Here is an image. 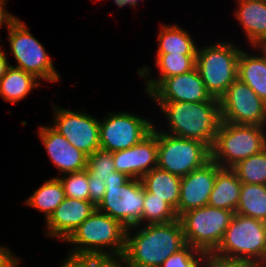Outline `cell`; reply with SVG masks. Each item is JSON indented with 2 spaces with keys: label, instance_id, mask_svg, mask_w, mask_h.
<instances>
[{
  "label": "cell",
  "instance_id": "obj_32",
  "mask_svg": "<svg viewBox=\"0 0 266 267\" xmlns=\"http://www.w3.org/2000/svg\"><path fill=\"white\" fill-rule=\"evenodd\" d=\"M203 253V251L186 245L183 249L171 255L160 267H193V263Z\"/></svg>",
  "mask_w": 266,
  "mask_h": 267
},
{
  "label": "cell",
  "instance_id": "obj_25",
  "mask_svg": "<svg viewBox=\"0 0 266 267\" xmlns=\"http://www.w3.org/2000/svg\"><path fill=\"white\" fill-rule=\"evenodd\" d=\"M157 41L156 54L196 55L199 48L191 35L177 25L162 24Z\"/></svg>",
  "mask_w": 266,
  "mask_h": 267
},
{
  "label": "cell",
  "instance_id": "obj_8",
  "mask_svg": "<svg viewBox=\"0 0 266 267\" xmlns=\"http://www.w3.org/2000/svg\"><path fill=\"white\" fill-rule=\"evenodd\" d=\"M234 214L233 211L208 205L182 213L178 219L186 244L203 252H214Z\"/></svg>",
  "mask_w": 266,
  "mask_h": 267
},
{
  "label": "cell",
  "instance_id": "obj_19",
  "mask_svg": "<svg viewBox=\"0 0 266 267\" xmlns=\"http://www.w3.org/2000/svg\"><path fill=\"white\" fill-rule=\"evenodd\" d=\"M236 1V20L243 27L249 45L259 47L266 40V0Z\"/></svg>",
  "mask_w": 266,
  "mask_h": 267
},
{
  "label": "cell",
  "instance_id": "obj_11",
  "mask_svg": "<svg viewBox=\"0 0 266 267\" xmlns=\"http://www.w3.org/2000/svg\"><path fill=\"white\" fill-rule=\"evenodd\" d=\"M219 100L221 121L266 126V103L240 79L237 78Z\"/></svg>",
  "mask_w": 266,
  "mask_h": 267
},
{
  "label": "cell",
  "instance_id": "obj_10",
  "mask_svg": "<svg viewBox=\"0 0 266 267\" xmlns=\"http://www.w3.org/2000/svg\"><path fill=\"white\" fill-rule=\"evenodd\" d=\"M10 52L17 65L15 67L34 75L37 79L57 82L60 79L49 53L26 27L16 18L7 28Z\"/></svg>",
  "mask_w": 266,
  "mask_h": 267
},
{
  "label": "cell",
  "instance_id": "obj_40",
  "mask_svg": "<svg viewBox=\"0 0 266 267\" xmlns=\"http://www.w3.org/2000/svg\"><path fill=\"white\" fill-rule=\"evenodd\" d=\"M138 1L142 0H114V3L120 8L129 5L135 8L138 5Z\"/></svg>",
  "mask_w": 266,
  "mask_h": 267
},
{
  "label": "cell",
  "instance_id": "obj_1",
  "mask_svg": "<svg viewBox=\"0 0 266 267\" xmlns=\"http://www.w3.org/2000/svg\"><path fill=\"white\" fill-rule=\"evenodd\" d=\"M132 230L136 233H131ZM186 245L179 219L142 228L136 225L126 230L125 251L121 259L124 267H160Z\"/></svg>",
  "mask_w": 266,
  "mask_h": 267
},
{
  "label": "cell",
  "instance_id": "obj_7",
  "mask_svg": "<svg viewBox=\"0 0 266 267\" xmlns=\"http://www.w3.org/2000/svg\"><path fill=\"white\" fill-rule=\"evenodd\" d=\"M241 49L232 42H215L197 49L196 67L211 97L220 99L237 79Z\"/></svg>",
  "mask_w": 266,
  "mask_h": 267
},
{
  "label": "cell",
  "instance_id": "obj_30",
  "mask_svg": "<svg viewBox=\"0 0 266 267\" xmlns=\"http://www.w3.org/2000/svg\"><path fill=\"white\" fill-rule=\"evenodd\" d=\"M86 171L91 178L107 179L115 172L112 152L98 148L88 156Z\"/></svg>",
  "mask_w": 266,
  "mask_h": 267
},
{
  "label": "cell",
  "instance_id": "obj_35",
  "mask_svg": "<svg viewBox=\"0 0 266 267\" xmlns=\"http://www.w3.org/2000/svg\"><path fill=\"white\" fill-rule=\"evenodd\" d=\"M214 267H264L248 260L228 259L214 253Z\"/></svg>",
  "mask_w": 266,
  "mask_h": 267
},
{
  "label": "cell",
  "instance_id": "obj_37",
  "mask_svg": "<svg viewBox=\"0 0 266 267\" xmlns=\"http://www.w3.org/2000/svg\"><path fill=\"white\" fill-rule=\"evenodd\" d=\"M193 267H214V252H204L193 263Z\"/></svg>",
  "mask_w": 266,
  "mask_h": 267
},
{
  "label": "cell",
  "instance_id": "obj_4",
  "mask_svg": "<svg viewBox=\"0 0 266 267\" xmlns=\"http://www.w3.org/2000/svg\"><path fill=\"white\" fill-rule=\"evenodd\" d=\"M214 253L266 267V222L235 213Z\"/></svg>",
  "mask_w": 266,
  "mask_h": 267
},
{
  "label": "cell",
  "instance_id": "obj_20",
  "mask_svg": "<svg viewBox=\"0 0 266 267\" xmlns=\"http://www.w3.org/2000/svg\"><path fill=\"white\" fill-rule=\"evenodd\" d=\"M156 65L160 72L159 79H148L150 70L147 66L138 68L137 73L144 78L145 91L149 95L165 78L180 75L196 67V55L157 54Z\"/></svg>",
  "mask_w": 266,
  "mask_h": 267
},
{
  "label": "cell",
  "instance_id": "obj_18",
  "mask_svg": "<svg viewBox=\"0 0 266 267\" xmlns=\"http://www.w3.org/2000/svg\"><path fill=\"white\" fill-rule=\"evenodd\" d=\"M95 210L90 201L66 197L46 221L45 235L65 241Z\"/></svg>",
  "mask_w": 266,
  "mask_h": 267
},
{
  "label": "cell",
  "instance_id": "obj_29",
  "mask_svg": "<svg viewBox=\"0 0 266 267\" xmlns=\"http://www.w3.org/2000/svg\"><path fill=\"white\" fill-rule=\"evenodd\" d=\"M177 219L176 211L168 203L145 190L142 224H165Z\"/></svg>",
  "mask_w": 266,
  "mask_h": 267
},
{
  "label": "cell",
  "instance_id": "obj_31",
  "mask_svg": "<svg viewBox=\"0 0 266 267\" xmlns=\"http://www.w3.org/2000/svg\"><path fill=\"white\" fill-rule=\"evenodd\" d=\"M59 179L67 198L89 201V183L86 169L64 174Z\"/></svg>",
  "mask_w": 266,
  "mask_h": 267
},
{
  "label": "cell",
  "instance_id": "obj_36",
  "mask_svg": "<svg viewBox=\"0 0 266 267\" xmlns=\"http://www.w3.org/2000/svg\"><path fill=\"white\" fill-rule=\"evenodd\" d=\"M20 259L9 248L0 246V267H18Z\"/></svg>",
  "mask_w": 266,
  "mask_h": 267
},
{
  "label": "cell",
  "instance_id": "obj_41",
  "mask_svg": "<svg viewBox=\"0 0 266 267\" xmlns=\"http://www.w3.org/2000/svg\"><path fill=\"white\" fill-rule=\"evenodd\" d=\"M255 48L260 49L266 54V40H264V42L259 47H255Z\"/></svg>",
  "mask_w": 266,
  "mask_h": 267
},
{
  "label": "cell",
  "instance_id": "obj_16",
  "mask_svg": "<svg viewBox=\"0 0 266 267\" xmlns=\"http://www.w3.org/2000/svg\"><path fill=\"white\" fill-rule=\"evenodd\" d=\"M157 129L131 148L112 153L115 171L123 173L131 179H141L145 174L157 167Z\"/></svg>",
  "mask_w": 266,
  "mask_h": 267
},
{
  "label": "cell",
  "instance_id": "obj_39",
  "mask_svg": "<svg viewBox=\"0 0 266 267\" xmlns=\"http://www.w3.org/2000/svg\"><path fill=\"white\" fill-rule=\"evenodd\" d=\"M0 47V79L6 73L8 67L11 65L7 60L6 51H2Z\"/></svg>",
  "mask_w": 266,
  "mask_h": 267
},
{
  "label": "cell",
  "instance_id": "obj_27",
  "mask_svg": "<svg viewBox=\"0 0 266 267\" xmlns=\"http://www.w3.org/2000/svg\"><path fill=\"white\" fill-rule=\"evenodd\" d=\"M235 213L266 222V185L242 183Z\"/></svg>",
  "mask_w": 266,
  "mask_h": 267
},
{
  "label": "cell",
  "instance_id": "obj_28",
  "mask_svg": "<svg viewBox=\"0 0 266 267\" xmlns=\"http://www.w3.org/2000/svg\"><path fill=\"white\" fill-rule=\"evenodd\" d=\"M241 183L266 185V148L232 168Z\"/></svg>",
  "mask_w": 266,
  "mask_h": 267
},
{
  "label": "cell",
  "instance_id": "obj_26",
  "mask_svg": "<svg viewBox=\"0 0 266 267\" xmlns=\"http://www.w3.org/2000/svg\"><path fill=\"white\" fill-rule=\"evenodd\" d=\"M65 198L63 185L59 177H55L44 182L38 189H35L24 203L43 212L45 221H47Z\"/></svg>",
  "mask_w": 266,
  "mask_h": 267
},
{
  "label": "cell",
  "instance_id": "obj_17",
  "mask_svg": "<svg viewBox=\"0 0 266 267\" xmlns=\"http://www.w3.org/2000/svg\"><path fill=\"white\" fill-rule=\"evenodd\" d=\"M38 135L50 161L52 160L60 174L79 172L86 169L88 155L75 148L51 125L40 126Z\"/></svg>",
  "mask_w": 266,
  "mask_h": 267
},
{
  "label": "cell",
  "instance_id": "obj_13",
  "mask_svg": "<svg viewBox=\"0 0 266 267\" xmlns=\"http://www.w3.org/2000/svg\"><path fill=\"white\" fill-rule=\"evenodd\" d=\"M54 107L52 127L88 156L100 148V121L86 112Z\"/></svg>",
  "mask_w": 266,
  "mask_h": 267
},
{
  "label": "cell",
  "instance_id": "obj_2",
  "mask_svg": "<svg viewBox=\"0 0 266 267\" xmlns=\"http://www.w3.org/2000/svg\"><path fill=\"white\" fill-rule=\"evenodd\" d=\"M126 230L118 220L96 209L64 241L75 246L63 263L81 259H121Z\"/></svg>",
  "mask_w": 266,
  "mask_h": 267
},
{
  "label": "cell",
  "instance_id": "obj_14",
  "mask_svg": "<svg viewBox=\"0 0 266 267\" xmlns=\"http://www.w3.org/2000/svg\"><path fill=\"white\" fill-rule=\"evenodd\" d=\"M149 97L155 102L220 101L207 92L197 67L189 72L165 78Z\"/></svg>",
  "mask_w": 266,
  "mask_h": 267
},
{
  "label": "cell",
  "instance_id": "obj_42",
  "mask_svg": "<svg viewBox=\"0 0 266 267\" xmlns=\"http://www.w3.org/2000/svg\"><path fill=\"white\" fill-rule=\"evenodd\" d=\"M6 1L8 0H0L1 3H5V4H6Z\"/></svg>",
  "mask_w": 266,
  "mask_h": 267
},
{
  "label": "cell",
  "instance_id": "obj_15",
  "mask_svg": "<svg viewBox=\"0 0 266 267\" xmlns=\"http://www.w3.org/2000/svg\"><path fill=\"white\" fill-rule=\"evenodd\" d=\"M221 167L212 159L203 166L181 177L180 200L177 216L208 205L217 172Z\"/></svg>",
  "mask_w": 266,
  "mask_h": 267
},
{
  "label": "cell",
  "instance_id": "obj_6",
  "mask_svg": "<svg viewBox=\"0 0 266 267\" xmlns=\"http://www.w3.org/2000/svg\"><path fill=\"white\" fill-rule=\"evenodd\" d=\"M265 128L221 121L211 148V159L221 168H233L240 161L261 152L266 148Z\"/></svg>",
  "mask_w": 266,
  "mask_h": 267
},
{
  "label": "cell",
  "instance_id": "obj_23",
  "mask_svg": "<svg viewBox=\"0 0 266 267\" xmlns=\"http://www.w3.org/2000/svg\"><path fill=\"white\" fill-rule=\"evenodd\" d=\"M237 78L246 83L266 103V54L251 55L241 50Z\"/></svg>",
  "mask_w": 266,
  "mask_h": 267
},
{
  "label": "cell",
  "instance_id": "obj_24",
  "mask_svg": "<svg viewBox=\"0 0 266 267\" xmlns=\"http://www.w3.org/2000/svg\"><path fill=\"white\" fill-rule=\"evenodd\" d=\"M39 83L34 75L10 65L0 79V95L7 102L17 103L24 99L32 89L38 88Z\"/></svg>",
  "mask_w": 266,
  "mask_h": 267
},
{
  "label": "cell",
  "instance_id": "obj_9",
  "mask_svg": "<svg viewBox=\"0 0 266 267\" xmlns=\"http://www.w3.org/2000/svg\"><path fill=\"white\" fill-rule=\"evenodd\" d=\"M157 167L183 177L211 159V149L201 141L157 130Z\"/></svg>",
  "mask_w": 266,
  "mask_h": 267
},
{
  "label": "cell",
  "instance_id": "obj_21",
  "mask_svg": "<svg viewBox=\"0 0 266 267\" xmlns=\"http://www.w3.org/2000/svg\"><path fill=\"white\" fill-rule=\"evenodd\" d=\"M242 183L232 168H221L216 175L208 206L236 212Z\"/></svg>",
  "mask_w": 266,
  "mask_h": 267
},
{
  "label": "cell",
  "instance_id": "obj_38",
  "mask_svg": "<svg viewBox=\"0 0 266 267\" xmlns=\"http://www.w3.org/2000/svg\"><path fill=\"white\" fill-rule=\"evenodd\" d=\"M5 5H6L5 3L0 2V27H2L3 25H6L4 27L8 28L17 17L9 13L5 9L6 8Z\"/></svg>",
  "mask_w": 266,
  "mask_h": 267
},
{
  "label": "cell",
  "instance_id": "obj_12",
  "mask_svg": "<svg viewBox=\"0 0 266 267\" xmlns=\"http://www.w3.org/2000/svg\"><path fill=\"white\" fill-rule=\"evenodd\" d=\"M108 114L100 121V148L112 153L138 144L152 132L155 125L128 112Z\"/></svg>",
  "mask_w": 266,
  "mask_h": 267
},
{
  "label": "cell",
  "instance_id": "obj_5",
  "mask_svg": "<svg viewBox=\"0 0 266 267\" xmlns=\"http://www.w3.org/2000/svg\"><path fill=\"white\" fill-rule=\"evenodd\" d=\"M106 191L96 209L118 220L124 227L142 225L145 188L140 179L113 172L105 179Z\"/></svg>",
  "mask_w": 266,
  "mask_h": 267
},
{
  "label": "cell",
  "instance_id": "obj_33",
  "mask_svg": "<svg viewBox=\"0 0 266 267\" xmlns=\"http://www.w3.org/2000/svg\"><path fill=\"white\" fill-rule=\"evenodd\" d=\"M60 267H124L122 259H81L62 263Z\"/></svg>",
  "mask_w": 266,
  "mask_h": 267
},
{
  "label": "cell",
  "instance_id": "obj_22",
  "mask_svg": "<svg viewBox=\"0 0 266 267\" xmlns=\"http://www.w3.org/2000/svg\"><path fill=\"white\" fill-rule=\"evenodd\" d=\"M140 180L146 191L154 194V197L164 200L177 214L181 190L180 176L156 167L145 174Z\"/></svg>",
  "mask_w": 266,
  "mask_h": 267
},
{
  "label": "cell",
  "instance_id": "obj_34",
  "mask_svg": "<svg viewBox=\"0 0 266 267\" xmlns=\"http://www.w3.org/2000/svg\"><path fill=\"white\" fill-rule=\"evenodd\" d=\"M89 183V201L97 206L104 197L106 191L105 180L100 178H91L88 175Z\"/></svg>",
  "mask_w": 266,
  "mask_h": 267
},
{
  "label": "cell",
  "instance_id": "obj_3",
  "mask_svg": "<svg viewBox=\"0 0 266 267\" xmlns=\"http://www.w3.org/2000/svg\"><path fill=\"white\" fill-rule=\"evenodd\" d=\"M174 136L203 142L210 149L221 122L220 101L156 102Z\"/></svg>",
  "mask_w": 266,
  "mask_h": 267
}]
</instances>
